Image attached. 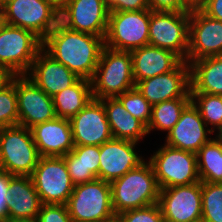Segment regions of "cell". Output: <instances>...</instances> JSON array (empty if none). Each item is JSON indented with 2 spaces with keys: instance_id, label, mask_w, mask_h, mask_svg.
Returning <instances> with one entry per match:
<instances>
[{
  "instance_id": "ac0fdd59",
  "label": "cell",
  "mask_w": 222,
  "mask_h": 222,
  "mask_svg": "<svg viewBox=\"0 0 222 222\" xmlns=\"http://www.w3.org/2000/svg\"><path fill=\"white\" fill-rule=\"evenodd\" d=\"M136 144L138 143L112 138L100 145L98 178L110 183L144 163L142 156L136 152Z\"/></svg>"
},
{
  "instance_id": "30bf717a",
  "label": "cell",
  "mask_w": 222,
  "mask_h": 222,
  "mask_svg": "<svg viewBox=\"0 0 222 222\" xmlns=\"http://www.w3.org/2000/svg\"><path fill=\"white\" fill-rule=\"evenodd\" d=\"M42 46L33 32L5 23L0 31V65L14 75H26Z\"/></svg>"
},
{
  "instance_id": "9c48e42d",
  "label": "cell",
  "mask_w": 222,
  "mask_h": 222,
  "mask_svg": "<svg viewBox=\"0 0 222 222\" xmlns=\"http://www.w3.org/2000/svg\"><path fill=\"white\" fill-rule=\"evenodd\" d=\"M150 9L109 12L105 46L131 52L149 45Z\"/></svg>"
},
{
  "instance_id": "d6a6232c",
  "label": "cell",
  "mask_w": 222,
  "mask_h": 222,
  "mask_svg": "<svg viewBox=\"0 0 222 222\" xmlns=\"http://www.w3.org/2000/svg\"><path fill=\"white\" fill-rule=\"evenodd\" d=\"M14 125H18L15 76L12 82L0 91V129Z\"/></svg>"
},
{
  "instance_id": "cb8c5ba5",
  "label": "cell",
  "mask_w": 222,
  "mask_h": 222,
  "mask_svg": "<svg viewBox=\"0 0 222 222\" xmlns=\"http://www.w3.org/2000/svg\"><path fill=\"white\" fill-rule=\"evenodd\" d=\"M100 101L104 105L114 139L137 143L148 134L147 127L128 113L117 97H107L100 99Z\"/></svg>"
},
{
  "instance_id": "f35d334b",
  "label": "cell",
  "mask_w": 222,
  "mask_h": 222,
  "mask_svg": "<svg viewBox=\"0 0 222 222\" xmlns=\"http://www.w3.org/2000/svg\"><path fill=\"white\" fill-rule=\"evenodd\" d=\"M197 7L207 16L222 21V0H202Z\"/></svg>"
},
{
  "instance_id": "836d02e7",
  "label": "cell",
  "mask_w": 222,
  "mask_h": 222,
  "mask_svg": "<svg viewBox=\"0 0 222 222\" xmlns=\"http://www.w3.org/2000/svg\"><path fill=\"white\" fill-rule=\"evenodd\" d=\"M124 222H165L158 203L120 213Z\"/></svg>"
},
{
  "instance_id": "e0dca14e",
  "label": "cell",
  "mask_w": 222,
  "mask_h": 222,
  "mask_svg": "<svg viewBox=\"0 0 222 222\" xmlns=\"http://www.w3.org/2000/svg\"><path fill=\"white\" fill-rule=\"evenodd\" d=\"M69 121L74 146H100L113 138L104 105L100 100L92 99Z\"/></svg>"
},
{
  "instance_id": "3957f363",
  "label": "cell",
  "mask_w": 222,
  "mask_h": 222,
  "mask_svg": "<svg viewBox=\"0 0 222 222\" xmlns=\"http://www.w3.org/2000/svg\"><path fill=\"white\" fill-rule=\"evenodd\" d=\"M91 87L93 99L97 100L117 97L135 87L130 52L104 46Z\"/></svg>"
},
{
  "instance_id": "ab89813d",
  "label": "cell",
  "mask_w": 222,
  "mask_h": 222,
  "mask_svg": "<svg viewBox=\"0 0 222 222\" xmlns=\"http://www.w3.org/2000/svg\"><path fill=\"white\" fill-rule=\"evenodd\" d=\"M14 76L7 67L0 65V91L12 82Z\"/></svg>"
},
{
  "instance_id": "ba28073f",
  "label": "cell",
  "mask_w": 222,
  "mask_h": 222,
  "mask_svg": "<svg viewBox=\"0 0 222 222\" xmlns=\"http://www.w3.org/2000/svg\"><path fill=\"white\" fill-rule=\"evenodd\" d=\"M5 23L33 32L42 41L59 23V10L49 0H4Z\"/></svg>"
},
{
  "instance_id": "4316f807",
  "label": "cell",
  "mask_w": 222,
  "mask_h": 222,
  "mask_svg": "<svg viewBox=\"0 0 222 222\" xmlns=\"http://www.w3.org/2000/svg\"><path fill=\"white\" fill-rule=\"evenodd\" d=\"M57 117L70 119L93 99L91 80L79 78L52 97Z\"/></svg>"
},
{
  "instance_id": "d6986e66",
  "label": "cell",
  "mask_w": 222,
  "mask_h": 222,
  "mask_svg": "<svg viewBox=\"0 0 222 222\" xmlns=\"http://www.w3.org/2000/svg\"><path fill=\"white\" fill-rule=\"evenodd\" d=\"M202 119L199 110L191 102L181 113L180 119L167 133L166 145L185 151L197 153L211 138L212 128Z\"/></svg>"
},
{
  "instance_id": "2e32d148",
  "label": "cell",
  "mask_w": 222,
  "mask_h": 222,
  "mask_svg": "<svg viewBox=\"0 0 222 222\" xmlns=\"http://www.w3.org/2000/svg\"><path fill=\"white\" fill-rule=\"evenodd\" d=\"M151 104L176 98H191L190 65L182 61L173 71L144 79L135 84Z\"/></svg>"
},
{
  "instance_id": "60d3db41",
  "label": "cell",
  "mask_w": 222,
  "mask_h": 222,
  "mask_svg": "<svg viewBox=\"0 0 222 222\" xmlns=\"http://www.w3.org/2000/svg\"><path fill=\"white\" fill-rule=\"evenodd\" d=\"M59 11H61L72 0H49Z\"/></svg>"
},
{
  "instance_id": "1f68e13d",
  "label": "cell",
  "mask_w": 222,
  "mask_h": 222,
  "mask_svg": "<svg viewBox=\"0 0 222 222\" xmlns=\"http://www.w3.org/2000/svg\"><path fill=\"white\" fill-rule=\"evenodd\" d=\"M117 98L121 101L128 113L148 127L152 105L143 97L136 87L118 95Z\"/></svg>"
},
{
  "instance_id": "7402d4cb",
  "label": "cell",
  "mask_w": 222,
  "mask_h": 222,
  "mask_svg": "<svg viewBox=\"0 0 222 222\" xmlns=\"http://www.w3.org/2000/svg\"><path fill=\"white\" fill-rule=\"evenodd\" d=\"M135 84L173 71L182 60L173 52L163 48L146 45L130 52Z\"/></svg>"
},
{
  "instance_id": "83f0119b",
  "label": "cell",
  "mask_w": 222,
  "mask_h": 222,
  "mask_svg": "<svg viewBox=\"0 0 222 222\" xmlns=\"http://www.w3.org/2000/svg\"><path fill=\"white\" fill-rule=\"evenodd\" d=\"M196 154L200 181L222 183V137L211 139Z\"/></svg>"
},
{
  "instance_id": "8fae6325",
  "label": "cell",
  "mask_w": 222,
  "mask_h": 222,
  "mask_svg": "<svg viewBox=\"0 0 222 222\" xmlns=\"http://www.w3.org/2000/svg\"><path fill=\"white\" fill-rule=\"evenodd\" d=\"M31 179L42 204L66 205L75 186L63 157H40Z\"/></svg>"
},
{
  "instance_id": "4fadbf2b",
  "label": "cell",
  "mask_w": 222,
  "mask_h": 222,
  "mask_svg": "<svg viewBox=\"0 0 222 222\" xmlns=\"http://www.w3.org/2000/svg\"><path fill=\"white\" fill-rule=\"evenodd\" d=\"M18 125L28 129L57 117L53 99L26 75H15Z\"/></svg>"
},
{
  "instance_id": "ffe728a7",
  "label": "cell",
  "mask_w": 222,
  "mask_h": 222,
  "mask_svg": "<svg viewBox=\"0 0 222 222\" xmlns=\"http://www.w3.org/2000/svg\"><path fill=\"white\" fill-rule=\"evenodd\" d=\"M26 76L51 97L72 86L79 79L43 48L37 53Z\"/></svg>"
},
{
  "instance_id": "e575fe53",
  "label": "cell",
  "mask_w": 222,
  "mask_h": 222,
  "mask_svg": "<svg viewBox=\"0 0 222 222\" xmlns=\"http://www.w3.org/2000/svg\"><path fill=\"white\" fill-rule=\"evenodd\" d=\"M37 218L39 222H72L67 205L42 204Z\"/></svg>"
},
{
  "instance_id": "277c9868",
  "label": "cell",
  "mask_w": 222,
  "mask_h": 222,
  "mask_svg": "<svg viewBox=\"0 0 222 222\" xmlns=\"http://www.w3.org/2000/svg\"><path fill=\"white\" fill-rule=\"evenodd\" d=\"M40 157L30 129L21 125L0 129V169L31 176Z\"/></svg>"
},
{
  "instance_id": "52a82bcc",
  "label": "cell",
  "mask_w": 222,
  "mask_h": 222,
  "mask_svg": "<svg viewBox=\"0 0 222 222\" xmlns=\"http://www.w3.org/2000/svg\"><path fill=\"white\" fill-rule=\"evenodd\" d=\"M66 205L72 222H101L114 214L110 183L97 178L75 185Z\"/></svg>"
},
{
  "instance_id": "ee69618b",
  "label": "cell",
  "mask_w": 222,
  "mask_h": 222,
  "mask_svg": "<svg viewBox=\"0 0 222 222\" xmlns=\"http://www.w3.org/2000/svg\"><path fill=\"white\" fill-rule=\"evenodd\" d=\"M4 25H5L4 15H3V12L0 11V31L3 28Z\"/></svg>"
},
{
  "instance_id": "8d00e7d4",
  "label": "cell",
  "mask_w": 222,
  "mask_h": 222,
  "mask_svg": "<svg viewBox=\"0 0 222 222\" xmlns=\"http://www.w3.org/2000/svg\"><path fill=\"white\" fill-rule=\"evenodd\" d=\"M110 12L150 9L147 0H103Z\"/></svg>"
},
{
  "instance_id": "44dd1931",
  "label": "cell",
  "mask_w": 222,
  "mask_h": 222,
  "mask_svg": "<svg viewBox=\"0 0 222 222\" xmlns=\"http://www.w3.org/2000/svg\"><path fill=\"white\" fill-rule=\"evenodd\" d=\"M41 157H63L74 148L69 119L56 117L30 128Z\"/></svg>"
},
{
  "instance_id": "603a6c76",
  "label": "cell",
  "mask_w": 222,
  "mask_h": 222,
  "mask_svg": "<svg viewBox=\"0 0 222 222\" xmlns=\"http://www.w3.org/2000/svg\"><path fill=\"white\" fill-rule=\"evenodd\" d=\"M41 206L31 176L11 175L8 186V222L36 218Z\"/></svg>"
},
{
  "instance_id": "5b68a950",
  "label": "cell",
  "mask_w": 222,
  "mask_h": 222,
  "mask_svg": "<svg viewBox=\"0 0 222 222\" xmlns=\"http://www.w3.org/2000/svg\"><path fill=\"white\" fill-rule=\"evenodd\" d=\"M190 11L150 10L149 45L169 50L187 62Z\"/></svg>"
},
{
  "instance_id": "7a4b0ae2",
  "label": "cell",
  "mask_w": 222,
  "mask_h": 222,
  "mask_svg": "<svg viewBox=\"0 0 222 222\" xmlns=\"http://www.w3.org/2000/svg\"><path fill=\"white\" fill-rule=\"evenodd\" d=\"M114 213L144 208L158 203L160 188L148 161L110 182Z\"/></svg>"
},
{
  "instance_id": "7dc6e473",
  "label": "cell",
  "mask_w": 222,
  "mask_h": 222,
  "mask_svg": "<svg viewBox=\"0 0 222 222\" xmlns=\"http://www.w3.org/2000/svg\"><path fill=\"white\" fill-rule=\"evenodd\" d=\"M3 3H4V0H0V11H3Z\"/></svg>"
},
{
  "instance_id": "7bdbcfd3",
  "label": "cell",
  "mask_w": 222,
  "mask_h": 222,
  "mask_svg": "<svg viewBox=\"0 0 222 222\" xmlns=\"http://www.w3.org/2000/svg\"><path fill=\"white\" fill-rule=\"evenodd\" d=\"M11 222H39L38 218H30V219H18Z\"/></svg>"
},
{
  "instance_id": "f6af8a7d",
  "label": "cell",
  "mask_w": 222,
  "mask_h": 222,
  "mask_svg": "<svg viewBox=\"0 0 222 222\" xmlns=\"http://www.w3.org/2000/svg\"><path fill=\"white\" fill-rule=\"evenodd\" d=\"M216 130H218V135H216V137H222V120L221 124L216 128Z\"/></svg>"
},
{
  "instance_id": "bcb514c9",
  "label": "cell",
  "mask_w": 222,
  "mask_h": 222,
  "mask_svg": "<svg viewBox=\"0 0 222 222\" xmlns=\"http://www.w3.org/2000/svg\"><path fill=\"white\" fill-rule=\"evenodd\" d=\"M193 6H197L202 0H188Z\"/></svg>"
},
{
  "instance_id": "484cf974",
  "label": "cell",
  "mask_w": 222,
  "mask_h": 222,
  "mask_svg": "<svg viewBox=\"0 0 222 222\" xmlns=\"http://www.w3.org/2000/svg\"><path fill=\"white\" fill-rule=\"evenodd\" d=\"M100 146H74L71 152L63 156L68 173L74 185L93 181L99 174Z\"/></svg>"
},
{
  "instance_id": "5bb4252c",
  "label": "cell",
  "mask_w": 222,
  "mask_h": 222,
  "mask_svg": "<svg viewBox=\"0 0 222 222\" xmlns=\"http://www.w3.org/2000/svg\"><path fill=\"white\" fill-rule=\"evenodd\" d=\"M109 12L103 0H72L59 12V22L71 30L105 39Z\"/></svg>"
},
{
  "instance_id": "b9f144b4",
  "label": "cell",
  "mask_w": 222,
  "mask_h": 222,
  "mask_svg": "<svg viewBox=\"0 0 222 222\" xmlns=\"http://www.w3.org/2000/svg\"><path fill=\"white\" fill-rule=\"evenodd\" d=\"M101 222H124V220L122 219V216L120 214L114 213L112 216L106 218Z\"/></svg>"
},
{
  "instance_id": "4dcf8cb0",
  "label": "cell",
  "mask_w": 222,
  "mask_h": 222,
  "mask_svg": "<svg viewBox=\"0 0 222 222\" xmlns=\"http://www.w3.org/2000/svg\"><path fill=\"white\" fill-rule=\"evenodd\" d=\"M190 95L191 102L199 110L206 125L213 126L214 133L215 128L221 124L222 120V96L207 93H190Z\"/></svg>"
},
{
  "instance_id": "74e56055",
  "label": "cell",
  "mask_w": 222,
  "mask_h": 222,
  "mask_svg": "<svg viewBox=\"0 0 222 222\" xmlns=\"http://www.w3.org/2000/svg\"><path fill=\"white\" fill-rule=\"evenodd\" d=\"M11 175L0 169V222H8V186Z\"/></svg>"
},
{
  "instance_id": "f546056e",
  "label": "cell",
  "mask_w": 222,
  "mask_h": 222,
  "mask_svg": "<svg viewBox=\"0 0 222 222\" xmlns=\"http://www.w3.org/2000/svg\"><path fill=\"white\" fill-rule=\"evenodd\" d=\"M201 222H222V183L201 182Z\"/></svg>"
},
{
  "instance_id": "7c38bea8",
  "label": "cell",
  "mask_w": 222,
  "mask_h": 222,
  "mask_svg": "<svg viewBox=\"0 0 222 222\" xmlns=\"http://www.w3.org/2000/svg\"><path fill=\"white\" fill-rule=\"evenodd\" d=\"M158 205L165 222H201V181L160 189Z\"/></svg>"
},
{
  "instance_id": "f1b7e54d",
  "label": "cell",
  "mask_w": 222,
  "mask_h": 222,
  "mask_svg": "<svg viewBox=\"0 0 222 222\" xmlns=\"http://www.w3.org/2000/svg\"><path fill=\"white\" fill-rule=\"evenodd\" d=\"M191 103V98H176L152 105L147 133L158 129L169 132L180 119L183 110Z\"/></svg>"
},
{
  "instance_id": "d4e9b609",
  "label": "cell",
  "mask_w": 222,
  "mask_h": 222,
  "mask_svg": "<svg viewBox=\"0 0 222 222\" xmlns=\"http://www.w3.org/2000/svg\"><path fill=\"white\" fill-rule=\"evenodd\" d=\"M189 65L190 93L222 96V55L200 58Z\"/></svg>"
},
{
  "instance_id": "6da1fadb",
  "label": "cell",
  "mask_w": 222,
  "mask_h": 222,
  "mask_svg": "<svg viewBox=\"0 0 222 222\" xmlns=\"http://www.w3.org/2000/svg\"><path fill=\"white\" fill-rule=\"evenodd\" d=\"M104 46L103 37L71 30L59 22L43 40L42 48L79 78L91 80Z\"/></svg>"
},
{
  "instance_id": "9a60e30c",
  "label": "cell",
  "mask_w": 222,
  "mask_h": 222,
  "mask_svg": "<svg viewBox=\"0 0 222 222\" xmlns=\"http://www.w3.org/2000/svg\"><path fill=\"white\" fill-rule=\"evenodd\" d=\"M222 55V21L204 14L197 6L190 11L187 63Z\"/></svg>"
},
{
  "instance_id": "8992f818",
  "label": "cell",
  "mask_w": 222,
  "mask_h": 222,
  "mask_svg": "<svg viewBox=\"0 0 222 222\" xmlns=\"http://www.w3.org/2000/svg\"><path fill=\"white\" fill-rule=\"evenodd\" d=\"M149 162L160 189L200 182L196 153L164 144Z\"/></svg>"
},
{
  "instance_id": "d590c367",
  "label": "cell",
  "mask_w": 222,
  "mask_h": 222,
  "mask_svg": "<svg viewBox=\"0 0 222 222\" xmlns=\"http://www.w3.org/2000/svg\"><path fill=\"white\" fill-rule=\"evenodd\" d=\"M152 11H191L194 7L188 0H147Z\"/></svg>"
}]
</instances>
